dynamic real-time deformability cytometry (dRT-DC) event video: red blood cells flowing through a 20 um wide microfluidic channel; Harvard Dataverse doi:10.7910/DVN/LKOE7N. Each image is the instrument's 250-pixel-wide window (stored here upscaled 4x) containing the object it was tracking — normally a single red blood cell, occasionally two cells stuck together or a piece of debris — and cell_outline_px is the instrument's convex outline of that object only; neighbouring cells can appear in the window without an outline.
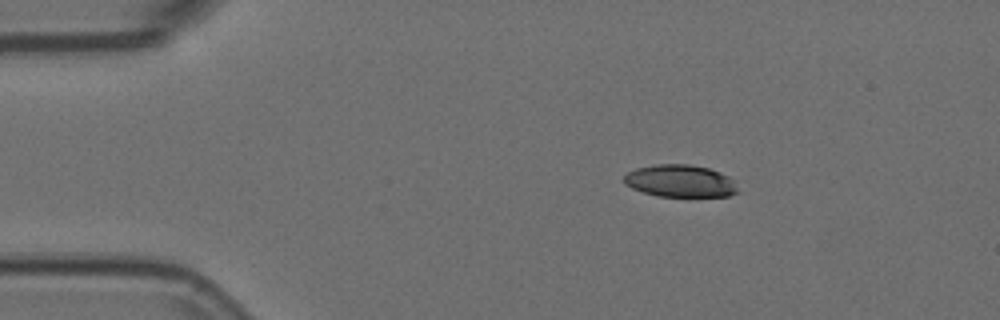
{"species": "Egyptian fruit bat (a non-hibernating species)", "species_latin": "Rousettus aegyptiacus", "temperature_condition": "room temperature", "stored_images_in_passage": 3, "camera_frame_rate_fps": 3000, "um_per_image_px": 0.085, "animal": {"sex": "female"}, "frame": {"image": 1, "passage_image": 1, "time_ms": 0.0, "image_size_px": [1000, 320], "cell_outline_px": [[740, 192], [728, 196], [656, 196], [632, 188], [624, 184], [624, 176], [628, 172], [636, 168], [656, 164], [688, 164], [708, 168], [720, 172], [728, 176], [732, 180]], "centroid_in_image_um": [57.81, 15.38], "position_along_channel_um": 27.2, "area_um2": 21.39}}
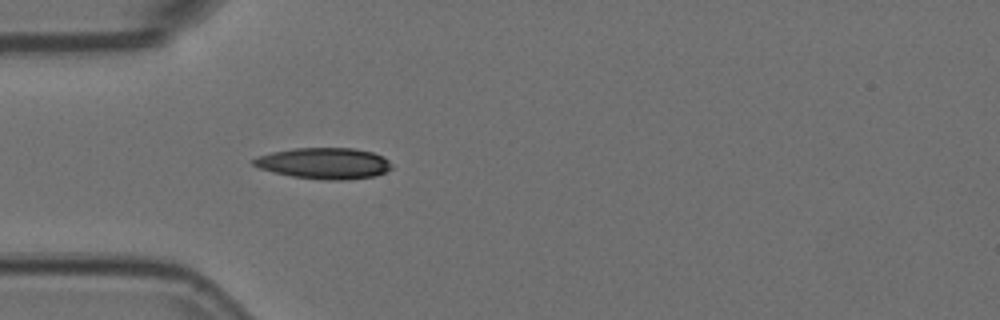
{"frame": {"image": 2, "passage_image": 3, "time_ms": 0.667, "image_size_px": [1000, 320], "cell_outline_px": [[392, 168], [376, 176], [348, 180], [324, 180], [292, 176], [272, 172], [260, 168], [252, 164], [248, 160], [256, 156], [272, 152], [292, 148], [352, 148], [372, 152], [384, 156], [392, 164]], "centroid_in_image_um": [27.53, 13.88], "position_along_channel_um": 57.5, "area_um2": 25.37}}